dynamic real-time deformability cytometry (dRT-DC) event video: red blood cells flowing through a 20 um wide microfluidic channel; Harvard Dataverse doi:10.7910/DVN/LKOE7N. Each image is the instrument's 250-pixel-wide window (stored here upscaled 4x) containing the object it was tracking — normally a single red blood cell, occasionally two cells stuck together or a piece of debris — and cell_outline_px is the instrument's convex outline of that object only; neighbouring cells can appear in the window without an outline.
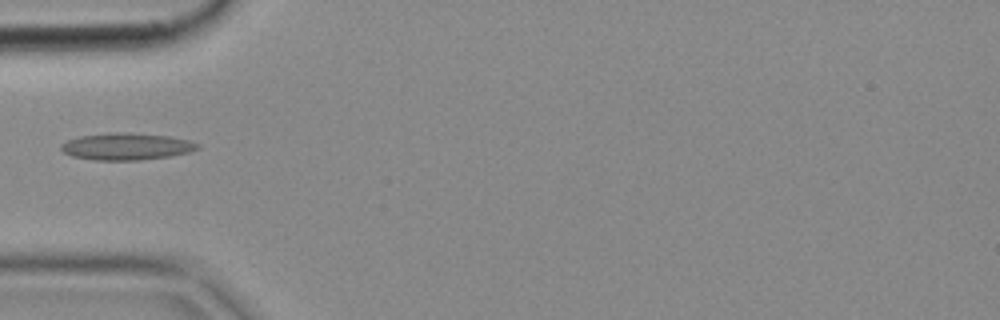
{"species": "common noctule bat (a hibernating species)", "species_latin": "Nyctalus noctula", "temperature_condition": "cold", "stored_images_in_passage": 6, "camera_frame_rate_fps": 3000, "um_per_image_px": 0.085, "animal": {"sex": "female", "body_mass_g": 18.4}, "frame": {"image": 1, "passage_image": 5, "time_ms": 1.333, "image_size_px": [1000, 320], "cell_outline_px": [[200, 148], [188, 152], [168, 156], [140, 160], [92, 160], [72, 156], [64, 152], [60, 148], [60, 144], [68, 140], [80, 136], [108, 132], [124, 132], [168, 136], [188, 140], [200, 144]], "centroid_in_image_um": [10.72, 12.45], "position_along_channel_um": 74.3, "area_um2": 21.39}}
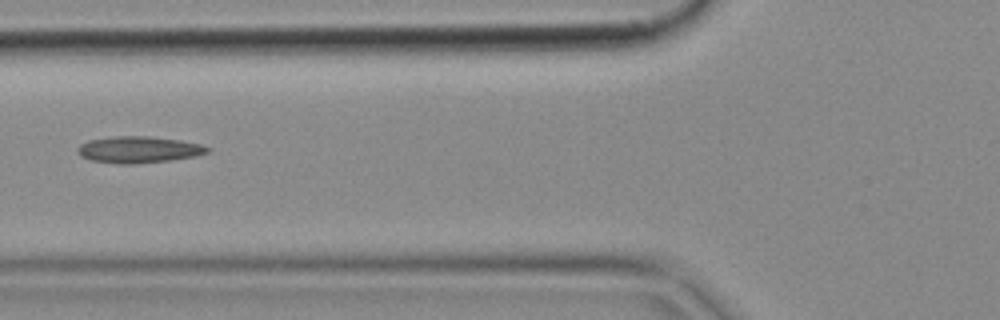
{"frame": {"image": 2, "passage_image": 6, "time_ms": 1.667, "image_size_px": [1000, 320], "cell_outline_px": [[208, 152], [196, 156], [168, 160], [132, 164], [124, 164], [92, 160], [80, 156], [76, 148], [80, 144], [88, 140], [116, 136], [144, 136], [180, 140], [200, 144], [208, 148]], "centroid_in_image_um": [11.75, 12.71], "position_along_channel_um": 114.1, "area_um2": 19.77}}